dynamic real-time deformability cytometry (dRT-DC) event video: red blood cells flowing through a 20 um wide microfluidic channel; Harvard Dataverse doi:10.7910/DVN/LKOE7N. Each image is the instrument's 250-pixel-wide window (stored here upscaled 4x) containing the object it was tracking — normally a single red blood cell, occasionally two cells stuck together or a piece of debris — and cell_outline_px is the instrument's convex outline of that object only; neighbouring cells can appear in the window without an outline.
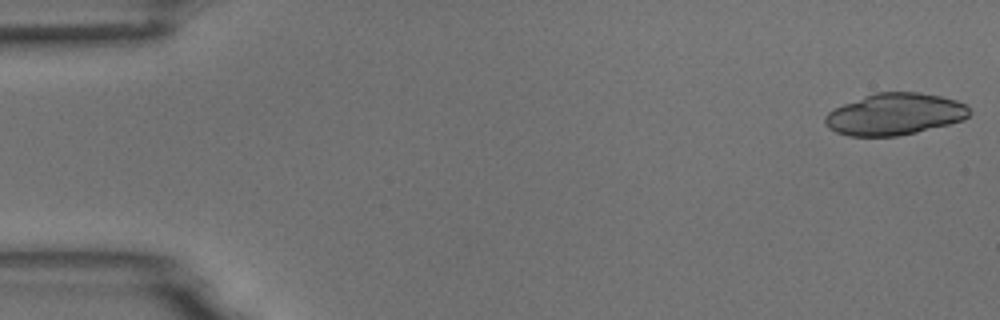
{"species": "common noctule bat (a hibernating species)", "species_latin": "Nyctalus noctula", "temperature_condition": "room temperature", "stored_images_in_passage": 19, "camera_frame_rate_fps": 3000, "um_per_image_px": 0.085, "animal": {"sex": "male", "body_mass_g": 18.8}, "frame": {"image": 1, "passage_image": 1, "time_ms": 0.0, "image_size_px": [1000, 320], "cell_outline_px": [[972, 112], [964, 120], [916, 132], [896, 136], [848, 136], [836, 132], [828, 128], [824, 120], [824, 116], [828, 112], [844, 104], [864, 96], [876, 92], [920, 92], [940, 96], [956, 100], [964, 104]], "centroid_in_image_um": [76.05, 9.7], "position_along_channel_um": 9.0, "area_um2": 34.97}}